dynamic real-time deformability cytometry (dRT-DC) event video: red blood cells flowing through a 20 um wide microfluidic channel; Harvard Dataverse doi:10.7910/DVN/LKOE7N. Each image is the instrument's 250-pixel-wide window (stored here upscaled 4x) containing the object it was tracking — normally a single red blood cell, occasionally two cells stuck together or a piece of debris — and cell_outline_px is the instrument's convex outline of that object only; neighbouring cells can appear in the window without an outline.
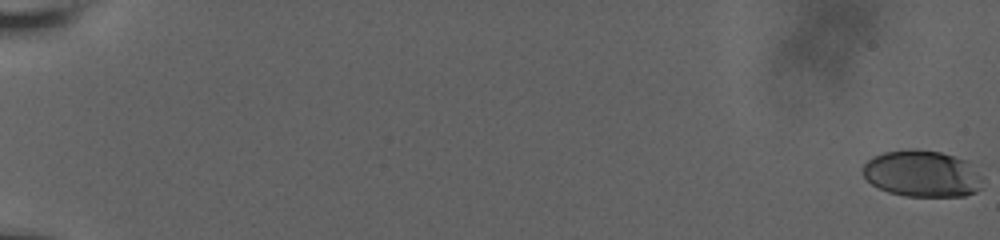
{"species": "human", "species_latin": "Homo sapiens", "temperature_condition": "room temperature", "stored_images_in_passage": 41, "camera_frame_rate_fps": 3000, "um_per_image_px": 0.085, "donor": {"sex": "male"}, "frame": {"image": 1, "passage_image": 1, "time_ms": 0.0, "image_size_px": [1000, 240], "cell_outline_px": [[980, 188], [976, 192], [964, 196], [904, 196], [888, 192], [872, 184], [864, 176], [864, 164], [872, 156], [884, 152], [912, 148], [916, 148], [940, 152], [968, 160], [980, 176]], "centroid_in_image_um": [78.37, 14.75], "position_along_channel_um": 6.6, "area_um2": 32.48}}
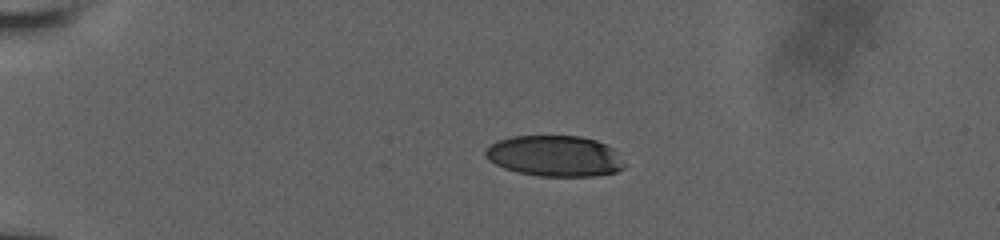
{"frame": {"image": 2, "passage_image": 27, "time_ms": 5.333, "image_size_px": [1000, 240], "cell_outline_px": [[624, 168], [616, 172], [596, 176], [536, 176], [504, 168], [488, 160], [484, 156], [484, 152], [496, 140], [512, 136], [580, 136], [596, 140], [616, 148], [624, 164]], "centroid_in_image_um": [47.18, 13.26], "position_along_channel_um": 37.8, "area_um2": 33.35}}